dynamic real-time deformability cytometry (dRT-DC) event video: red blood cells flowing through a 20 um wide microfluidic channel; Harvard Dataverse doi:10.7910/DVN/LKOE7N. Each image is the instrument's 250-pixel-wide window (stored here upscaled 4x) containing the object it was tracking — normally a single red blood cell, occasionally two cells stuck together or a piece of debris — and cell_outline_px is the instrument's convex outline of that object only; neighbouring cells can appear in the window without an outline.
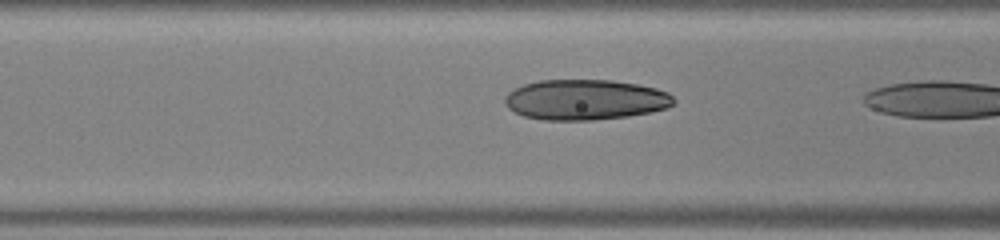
{"species": "human", "species_latin": "Homo sapiens", "temperature_condition": "warm", "stored_images_in_passage": 15, "camera_frame_rate_fps": 3000, "um_per_image_px": 0.085, "donor": {"sex": "male"}, "frame": {"image": 1, "passage_image": 14, "time_ms": 4.333, "image_size_px": [1000, 240], "cell_outline_px": [[676, 100], [668, 108], [628, 116], [592, 120], [544, 120], [524, 116], [508, 108], [504, 104], [504, 96], [508, 92], [524, 84], [540, 80], [612, 80], [636, 84], [656, 88], [668, 92]], "centroid_in_image_um": [49.73, 8.47], "position_along_channel_um": 116.9, "area_um2": 39.77}}